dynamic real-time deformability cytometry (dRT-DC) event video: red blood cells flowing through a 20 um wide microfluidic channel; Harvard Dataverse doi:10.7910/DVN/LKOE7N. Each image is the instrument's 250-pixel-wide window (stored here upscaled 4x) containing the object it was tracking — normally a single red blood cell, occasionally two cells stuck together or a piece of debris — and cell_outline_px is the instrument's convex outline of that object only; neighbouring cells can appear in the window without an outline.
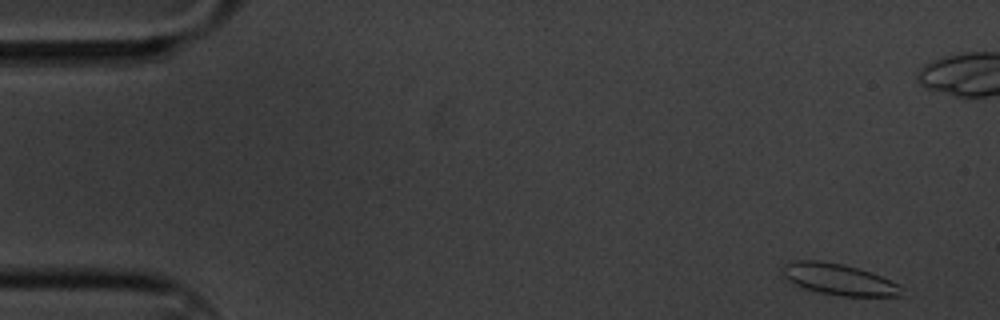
{"species": "common noctule bat (a hibernating species)", "species_latin": "Nyctalus noctula", "temperature_condition": "cold", "stored_images_in_passage": 60, "camera_frame_rate_fps": 3000, "um_per_image_px": 0.085, "animal": {"sex": "male", "body_mass_g": 20.1, "forearm_length_mm": 53.5}, "frame": {"image": 1, "passage_image": 3, "time_ms": 0.667, "image_size_px": [1000, 320], "cell_outline_px": [[900, 296], [844, 296], [820, 292], [804, 288], [788, 280], [784, 276], [784, 264], [792, 260], [820, 260], [844, 264], [880, 276], [896, 284], [900, 288]], "centroid_in_image_um": [71.24, 23.73], "position_along_channel_um": 13.8, "area_um2": 21.1}}
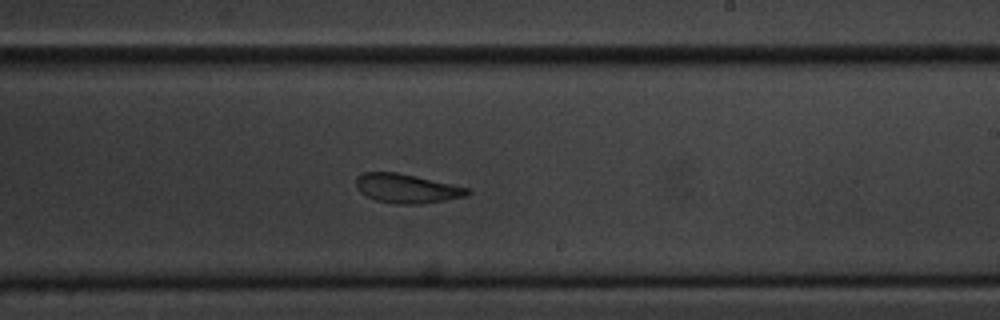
{"frame": {"image": 2, "passage_image": 35, "time_ms": 11.333, "image_size_px": [1000, 320], "cell_outline_px": [[472, 192], [468, 196], [420, 204], [396, 204], [376, 200], [360, 192], [356, 188], [356, 176], [364, 172], [396, 172], [472, 188]], "centroid_in_image_um": [34.61, 16.02], "position_along_channel_um": 254.4, "area_um2": 19.02}}
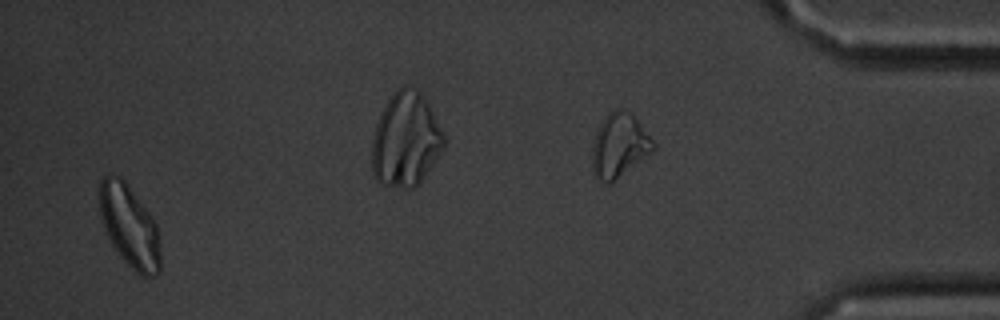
{"frame": {"image": 3, "passage_image": 58, "time_ms": 19.0, "image_size_px": [1000, 320], "cell_outline_px": [[160, 272], [156, 276], [144, 276], [136, 272], [120, 256], [112, 244], [104, 228], [100, 216], [100, 180], [104, 176], [112, 172], [120, 176], [124, 180], [152, 216], [156, 224], [160, 244]], "centroid_in_image_um": [11.01, 19.21], "position_along_channel_um": 424.2, "area_um2": 29.13}, "authors_computed_cell_mechanics": {"area_um2": 20.7791, "velocity_mm_per_s": 3.3009, "shape_relaxation_time_tau1_ms": null, "shape_relaxation_time_tau2_ms": 2.2846, "deformation_change_tau1": null, "deformation_change_tau2": 0.0702}}